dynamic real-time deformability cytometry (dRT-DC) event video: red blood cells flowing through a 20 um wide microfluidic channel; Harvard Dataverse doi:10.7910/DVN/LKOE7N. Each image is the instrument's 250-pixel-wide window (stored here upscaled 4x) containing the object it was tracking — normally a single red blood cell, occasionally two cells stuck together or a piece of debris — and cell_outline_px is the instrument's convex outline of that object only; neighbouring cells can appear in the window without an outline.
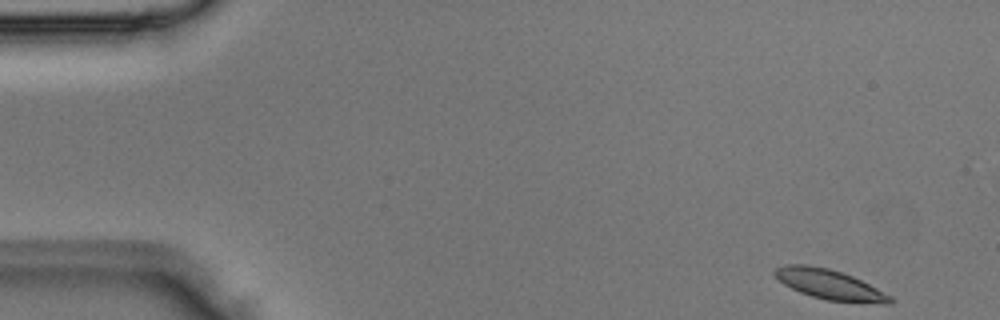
{"species": "Egyptian fruit bat (a non-hibernating species)", "species_latin": "Rousettus aegyptiacus", "temperature_condition": "room temperature", "stored_images_in_passage": 4, "camera_frame_rate_fps": 3000, "um_per_image_px": 0.085, "animal": {"sex": "male"}, "frame": {"image": 1, "passage_image": 1, "time_ms": 0.0, "image_size_px": [1000, 320], "cell_outline_px": [[892, 304], [888, 304], [828, 300], [812, 296], [800, 292], [784, 284], [772, 272], [776, 268], [788, 264], [804, 264], [828, 268], [852, 276], [892, 296]], "centroid_in_image_um": [70.51, 24.18], "position_along_channel_um": 14.5, "area_um2": 19.71}}